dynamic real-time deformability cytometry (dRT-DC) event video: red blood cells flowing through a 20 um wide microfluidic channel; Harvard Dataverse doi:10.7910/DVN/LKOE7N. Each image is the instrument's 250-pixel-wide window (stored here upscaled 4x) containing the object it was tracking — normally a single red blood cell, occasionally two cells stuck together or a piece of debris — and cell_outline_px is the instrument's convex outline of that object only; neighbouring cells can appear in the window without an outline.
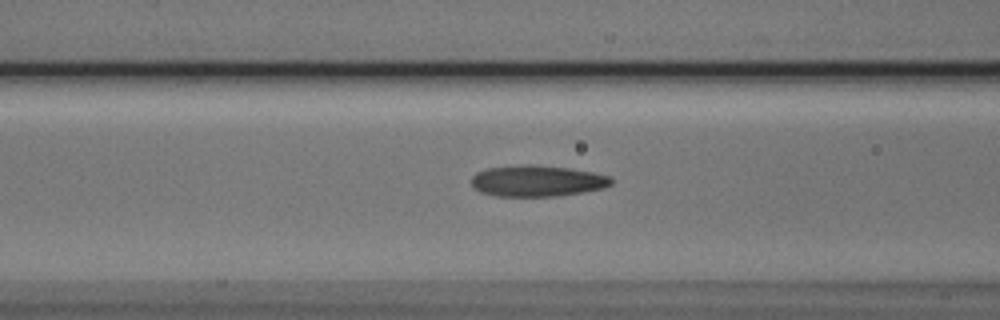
{"species": "Egyptian fruit bat (a non-hibernating species)", "species_latin": "Rousettus aegyptiacus", "temperature_condition": "cold", "stored_images_in_passage": 15, "camera_frame_rate_fps": 3000, "um_per_image_px": 0.085, "animal": {"sex": "male"}, "frame": {"image": 1, "passage_image": 13, "time_ms": 4.0, "image_size_px": [1000, 320], "cell_outline_px": [[612, 184], [604, 188], [556, 196], [496, 196], [480, 192], [472, 184], [472, 176], [476, 172], [484, 168], [520, 164], [532, 164], [568, 168], [592, 172], [612, 176]], "centroid_in_image_um": [45.64, 15.36], "position_along_channel_um": 121.0, "area_um2": 25.55}}